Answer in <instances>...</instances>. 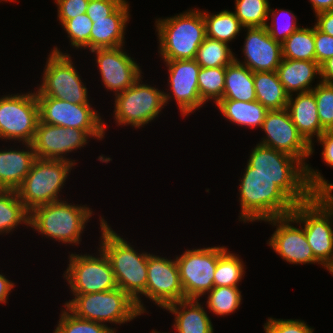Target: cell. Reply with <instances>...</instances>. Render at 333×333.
Wrapping results in <instances>:
<instances>
[{
  "label": "cell",
  "instance_id": "1",
  "mask_svg": "<svg viewBox=\"0 0 333 333\" xmlns=\"http://www.w3.org/2000/svg\"><path fill=\"white\" fill-rule=\"evenodd\" d=\"M99 219L102 232L99 246L111 263L118 288L136 302L141 313H145L146 309L139 295L146 297L147 264L150 253H138L127 240L111 229L104 218Z\"/></svg>",
  "mask_w": 333,
  "mask_h": 333
},
{
  "label": "cell",
  "instance_id": "2",
  "mask_svg": "<svg viewBox=\"0 0 333 333\" xmlns=\"http://www.w3.org/2000/svg\"><path fill=\"white\" fill-rule=\"evenodd\" d=\"M246 166L239 180V221L246 223L289 216L296 203L270 177L251 174V166L248 163Z\"/></svg>",
  "mask_w": 333,
  "mask_h": 333
},
{
  "label": "cell",
  "instance_id": "3",
  "mask_svg": "<svg viewBox=\"0 0 333 333\" xmlns=\"http://www.w3.org/2000/svg\"><path fill=\"white\" fill-rule=\"evenodd\" d=\"M249 157L251 174L270 177L296 204L315 194L307 182L306 166L292 155L258 143Z\"/></svg>",
  "mask_w": 333,
  "mask_h": 333
},
{
  "label": "cell",
  "instance_id": "4",
  "mask_svg": "<svg viewBox=\"0 0 333 333\" xmlns=\"http://www.w3.org/2000/svg\"><path fill=\"white\" fill-rule=\"evenodd\" d=\"M261 129L266 135L259 144L299 159L306 166L307 182L315 193L333 192V184L328 183L319 171L309 167V164L305 162V159L311 156V146L299 134L287 108L269 110Z\"/></svg>",
  "mask_w": 333,
  "mask_h": 333
},
{
  "label": "cell",
  "instance_id": "5",
  "mask_svg": "<svg viewBox=\"0 0 333 333\" xmlns=\"http://www.w3.org/2000/svg\"><path fill=\"white\" fill-rule=\"evenodd\" d=\"M294 223L304 224L307 242L314 258L329 273L333 271V193H315L308 201L296 204L290 214ZM332 220V221H331Z\"/></svg>",
  "mask_w": 333,
  "mask_h": 333
},
{
  "label": "cell",
  "instance_id": "6",
  "mask_svg": "<svg viewBox=\"0 0 333 333\" xmlns=\"http://www.w3.org/2000/svg\"><path fill=\"white\" fill-rule=\"evenodd\" d=\"M159 53L163 60H192L206 38L203 11L187 10L177 16L158 18Z\"/></svg>",
  "mask_w": 333,
  "mask_h": 333
},
{
  "label": "cell",
  "instance_id": "7",
  "mask_svg": "<svg viewBox=\"0 0 333 333\" xmlns=\"http://www.w3.org/2000/svg\"><path fill=\"white\" fill-rule=\"evenodd\" d=\"M93 211L86 205L60 200L36 207L30 212L29 227L52 240L80 244L81 234Z\"/></svg>",
  "mask_w": 333,
  "mask_h": 333
},
{
  "label": "cell",
  "instance_id": "8",
  "mask_svg": "<svg viewBox=\"0 0 333 333\" xmlns=\"http://www.w3.org/2000/svg\"><path fill=\"white\" fill-rule=\"evenodd\" d=\"M73 296L64 303L65 308L81 319L121 325L142 314L136 302L120 288Z\"/></svg>",
  "mask_w": 333,
  "mask_h": 333
},
{
  "label": "cell",
  "instance_id": "9",
  "mask_svg": "<svg viewBox=\"0 0 333 333\" xmlns=\"http://www.w3.org/2000/svg\"><path fill=\"white\" fill-rule=\"evenodd\" d=\"M72 167V161L37 158L22 184L16 189L26 209L31 212L41 205L60 201L62 198L59 199V193Z\"/></svg>",
  "mask_w": 333,
  "mask_h": 333
},
{
  "label": "cell",
  "instance_id": "10",
  "mask_svg": "<svg viewBox=\"0 0 333 333\" xmlns=\"http://www.w3.org/2000/svg\"><path fill=\"white\" fill-rule=\"evenodd\" d=\"M43 71L36 96L53 97L73 104H90L88 90L69 54L62 53L58 47L53 48Z\"/></svg>",
  "mask_w": 333,
  "mask_h": 333
},
{
  "label": "cell",
  "instance_id": "11",
  "mask_svg": "<svg viewBox=\"0 0 333 333\" xmlns=\"http://www.w3.org/2000/svg\"><path fill=\"white\" fill-rule=\"evenodd\" d=\"M141 78L115 96L113 115L119 126L131 125L140 129L158 117L163 106H166L164 91L142 83Z\"/></svg>",
  "mask_w": 333,
  "mask_h": 333
},
{
  "label": "cell",
  "instance_id": "12",
  "mask_svg": "<svg viewBox=\"0 0 333 333\" xmlns=\"http://www.w3.org/2000/svg\"><path fill=\"white\" fill-rule=\"evenodd\" d=\"M98 251V256L70 254L69 264L63 275L73 295L105 292L118 288L107 255L101 248Z\"/></svg>",
  "mask_w": 333,
  "mask_h": 333
},
{
  "label": "cell",
  "instance_id": "13",
  "mask_svg": "<svg viewBox=\"0 0 333 333\" xmlns=\"http://www.w3.org/2000/svg\"><path fill=\"white\" fill-rule=\"evenodd\" d=\"M39 120L35 91L0 97V139L32 143Z\"/></svg>",
  "mask_w": 333,
  "mask_h": 333
},
{
  "label": "cell",
  "instance_id": "14",
  "mask_svg": "<svg viewBox=\"0 0 333 333\" xmlns=\"http://www.w3.org/2000/svg\"><path fill=\"white\" fill-rule=\"evenodd\" d=\"M40 121L50 125L85 130L97 140L105 136L106 125L91 104L72 102L47 96H36Z\"/></svg>",
  "mask_w": 333,
  "mask_h": 333
},
{
  "label": "cell",
  "instance_id": "15",
  "mask_svg": "<svg viewBox=\"0 0 333 333\" xmlns=\"http://www.w3.org/2000/svg\"><path fill=\"white\" fill-rule=\"evenodd\" d=\"M224 246L186 250L176 255L185 299H199L214 287V272Z\"/></svg>",
  "mask_w": 333,
  "mask_h": 333
},
{
  "label": "cell",
  "instance_id": "16",
  "mask_svg": "<svg viewBox=\"0 0 333 333\" xmlns=\"http://www.w3.org/2000/svg\"><path fill=\"white\" fill-rule=\"evenodd\" d=\"M146 298L162 309L185 299L176 259L148 255Z\"/></svg>",
  "mask_w": 333,
  "mask_h": 333
},
{
  "label": "cell",
  "instance_id": "17",
  "mask_svg": "<svg viewBox=\"0 0 333 333\" xmlns=\"http://www.w3.org/2000/svg\"><path fill=\"white\" fill-rule=\"evenodd\" d=\"M89 137L85 130L50 125L39 120L32 146L39 159L68 160L76 165L75 160L65 155L84 147Z\"/></svg>",
  "mask_w": 333,
  "mask_h": 333
},
{
  "label": "cell",
  "instance_id": "18",
  "mask_svg": "<svg viewBox=\"0 0 333 333\" xmlns=\"http://www.w3.org/2000/svg\"><path fill=\"white\" fill-rule=\"evenodd\" d=\"M168 67L170 94L164 92L165 104L174 96L181 115L190 113L205 104L199 95L198 74L200 65L194 60H164ZM172 96V97H171Z\"/></svg>",
  "mask_w": 333,
  "mask_h": 333
},
{
  "label": "cell",
  "instance_id": "19",
  "mask_svg": "<svg viewBox=\"0 0 333 333\" xmlns=\"http://www.w3.org/2000/svg\"><path fill=\"white\" fill-rule=\"evenodd\" d=\"M123 46L94 49L102 83L115 96L130 88L142 75L139 64L127 54Z\"/></svg>",
  "mask_w": 333,
  "mask_h": 333
},
{
  "label": "cell",
  "instance_id": "20",
  "mask_svg": "<svg viewBox=\"0 0 333 333\" xmlns=\"http://www.w3.org/2000/svg\"><path fill=\"white\" fill-rule=\"evenodd\" d=\"M273 226H277L275 232L268 240L269 246L281 258L291 264H316L312 248L309 246L304 228L293 226L294 218L289 216L275 217L265 220Z\"/></svg>",
  "mask_w": 333,
  "mask_h": 333
},
{
  "label": "cell",
  "instance_id": "21",
  "mask_svg": "<svg viewBox=\"0 0 333 333\" xmlns=\"http://www.w3.org/2000/svg\"><path fill=\"white\" fill-rule=\"evenodd\" d=\"M247 35L243 47L244 62L235 61L248 67L252 72L277 71L281 64L282 43L275 41L266 27H246Z\"/></svg>",
  "mask_w": 333,
  "mask_h": 333
},
{
  "label": "cell",
  "instance_id": "22",
  "mask_svg": "<svg viewBox=\"0 0 333 333\" xmlns=\"http://www.w3.org/2000/svg\"><path fill=\"white\" fill-rule=\"evenodd\" d=\"M129 3L124 1L106 18L91 19L90 51L124 46V35L129 21Z\"/></svg>",
  "mask_w": 333,
  "mask_h": 333
},
{
  "label": "cell",
  "instance_id": "23",
  "mask_svg": "<svg viewBox=\"0 0 333 333\" xmlns=\"http://www.w3.org/2000/svg\"><path fill=\"white\" fill-rule=\"evenodd\" d=\"M296 95L295 98H293V94L289 96L287 109L293 124L299 134L311 146V154H313L314 137L316 136L318 139L326 130L320 124L313 91L302 92Z\"/></svg>",
  "mask_w": 333,
  "mask_h": 333
},
{
  "label": "cell",
  "instance_id": "24",
  "mask_svg": "<svg viewBox=\"0 0 333 333\" xmlns=\"http://www.w3.org/2000/svg\"><path fill=\"white\" fill-rule=\"evenodd\" d=\"M27 150H0V189L16 190L37 159L32 143H23Z\"/></svg>",
  "mask_w": 333,
  "mask_h": 333
},
{
  "label": "cell",
  "instance_id": "25",
  "mask_svg": "<svg viewBox=\"0 0 333 333\" xmlns=\"http://www.w3.org/2000/svg\"><path fill=\"white\" fill-rule=\"evenodd\" d=\"M199 300L184 299L164 308L175 314L173 326L178 333H214L211 319Z\"/></svg>",
  "mask_w": 333,
  "mask_h": 333
},
{
  "label": "cell",
  "instance_id": "26",
  "mask_svg": "<svg viewBox=\"0 0 333 333\" xmlns=\"http://www.w3.org/2000/svg\"><path fill=\"white\" fill-rule=\"evenodd\" d=\"M279 80L290 96L293 92L312 91L313 79L320 76V65L316 61L293 60L283 58L277 68Z\"/></svg>",
  "mask_w": 333,
  "mask_h": 333
},
{
  "label": "cell",
  "instance_id": "27",
  "mask_svg": "<svg viewBox=\"0 0 333 333\" xmlns=\"http://www.w3.org/2000/svg\"><path fill=\"white\" fill-rule=\"evenodd\" d=\"M223 116L238 126L250 128L262 127L267 112L259 101L252 102L220 99L216 105Z\"/></svg>",
  "mask_w": 333,
  "mask_h": 333
},
{
  "label": "cell",
  "instance_id": "28",
  "mask_svg": "<svg viewBox=\"0 0 333 333\" xmlns=\"http://www.w3.org/2000/svg\"><path fill=\"white\" fill-rule=\"evenodd\" d=\"M222 99L255 101L254 72L235 60L227 65Z\"/></svg>",
  "mask_w": 333,
  "mask_h": 333
},
{
  "label": "cell",
  "instance_id": "29",
  "mask_svg": "<svg viewBox=\"0 0 333 333\" xmlns=\"http://www.w3.org/2000/svg\"><path fill=\"white\" fill-rule=\"evenodd\" d=\"M256 100L268 110L287 108L289 95L279 80L277 71L254 72Z\"/></svg>",
  "mask_w": 333,
  "mask_h": 333
},
{
  "label": "cell",
  "instance_id": "30",
  "mask_svg": "<svg viewBox=\"0 0 333 333\" xmlns=\"http://www.w3.org/2000/svg\"><path fill=\"white\" fill-rule=\"evenodd\" d=\"M29 220L30 212L19 199L16 190L0 189V235L13 232L20 224L29 226Z\"/></svg>",
  "mask_w": 333,
  "mask_h": 333
},
{
  "label": "cell",
  "instance_id": "31",
  "mask_svg": "<svg viewBox=\"0 0 333 333\" xmlns=\"http://www.w3.org/2000/svg\"><path fill=\"white\" fill-rule=\"evenodd\" d=\"M203 18L206 27V37L227 44L236 38L242 28L245 29L235 14L227 9L217 14L203 11Z\"/></svg>",
  "mask_w": 333,
  "mask_h": 333
},
{
  "label": "cell",
  "instance_id": "32",
  "mask_svg": "<svg viewBox=\"0 0 333 333\" xmlns=\"http://www.w3.org/2000/svg\"><path fill=\"white\" fill-rule=\"evenodd\" d=\"M282 57L293 60L316 61L314 26L300 27L282 43Z\"/></svg>",
  "mask_w": 333,
  "mask_h": 333
},
{
  "label": "cell",
  "instance_id": "33",
  "mask_svg": "<svg viewBox=\"0 0 333 333\" xmlns=\"http://www.w3.org/2000/svg\"><path fill=\"white\" fill-rule=\"evenodd\" d=\"M194 60L203 68H216L230 65L235 60L229 45L206 37L199 46Z\"/></svg>",
  "mask_w": 333,
  "mask_h": 333
},
{
  "label": "cell",
  "instance_id": "34",
  "mask_svg": "<svg viewBox=\"0 0 333 333\" xmlns=\"http://www.w3.org/2000/svg\"><path fill=\"white\" fill-rule=\"evenodd\" d=\"M244 261L227 249L219 256L214 272V287H238L244 276Z\"/></svg>",
  "mask_w": 333,
  "mask_h": 333
},
{
  "label": "cell",
  "instance_id": "35",
  "mask_svg": "<svg viewBox=\"0 0 333 333\" xmlns=\"http://www.w3.org/2000/svg\"><path fill=\"white\" fill-rule=\"evenodd\" d=\"M207 294V308L219 316H227L235 312L242 300L241 291L238 287H213Z\"/></svg>",
  "mask_w": 333,
  "mask_h": 333
},
{
  "label": "cell",
  "instance_id": "36",
  "mask_svg": "<svg viewBox=\"0 0 333 333\" xmlns=\"http://www.w3.org/2000/svg\"><path fill=\"white\" fill-rule=\"evenodd\" d=\"M268 0H235L233 12L241 24L246 27H264L270 20Z\"/></svg>",
  "mask_w": 333,
  "mask_h": 333
},
{
  "label": "cell",
  "instance_id": "37",
  "mask_svg": "<svg viewBox=\"0 0 333 333\" xmlns=\"http://www.w3.org/2000/svg\"><path fill=\"white\" fill-rule=\"evenodd\" d=\"M226 66L216 68L201 67L198 74L199 95L204 102L213 100L215 104L222 99Z\"/></svg>",
  "mask_w": 333,
  "mask_h": 333
},
{
  "label": "cell",
  "instance_id": "38",
  "mask_svg": "<svg viewBox=\"0 0 333 333\" xmlns=\"http://www.w3.org/2000/svg\"><path fill=\"white\" fill-rule=\"evenodd\" d=\"M61 318L53 333H116V328L76 317L67 308L62 309Z\"/></svg>",
  "mask_w": 333,
  "mask_h": 333
},
{
  "label": "cell",
  "instance_id": "39",
  "mask_svg": "<svg viewBox=\"0 0 333 333\" xmlns=\"http://www.w3.org/2000/svg\"><path fill=\"white\" fill-rule=\"evenodd\" d=\"M93 22L86 13L77 15L76 17L66 20L62 27L70 38L71 46L79 48H89L90 50V32Z\"/></svg>",
  "mask_w": 333,
  "mask_h": 333
},
{
  "label": "cell",
  "instance_id": "40",
  "mask_svg": "<svg viewBox=\"0 0 333 333\" xmlns=\"http://www.w3.org/2000/svg\"><path fill=\"white\" fill-rule=\"evenodd\" d=\"M312 91L321 126L325 130H333V84L319 81Z\"/></svg>",
  "mask_w": 333,
  "mask_h": 333
},
{
  "label": "cell",
  "instance_id": "41",
  "mask_svg": "<svg viewBox=\"0 0 333 333\" xmlns=\"http://www.w3.org/2000/svg\"><path fill=\"white\" fill-rule=\"evenodd\" d=\"M282 12V14H285L284 16L286 17L287 15V21L286 23H280L278 24V17L280 13L278 12ZM272 13V14H271ZM271 16V23L270 24H266V30L268 31L269 35L275 40L278 41L280 43H283L293 32L297 31L300 27L297 25V18L296 15L293 14L290 10H272L269 8V12H268V16ZM289 15V16H288ZM284 16H282L281 18H283ZM284 17V18H285ZM286 20V19H284ZM290 21V22H289ZM281 24V25H280Z\"/></svg>",
  "mask_w": 333,
  "mask_h": 333
},
{
  "label": "cell",
  "instance_id": "42",
  "mask_svg": "<svg viewBox=\"0 0 333 333\" xmlns=\"http://www.w3.org/2000/svg\"><path fill=\"white\" fill-rule=\"evenodd\" d=\"M264 324L265 333H313L303 320L268 318Z\"/></svg>",
  "mask_w": 333,
  "mask_h": 333
},
{
  "label": "cell",
  "instance_id": "43",
  "mask_svg": "<svg viewBox=\"0 0 333 333\" xmlns=\"http://www.w3.org/2000/svg\"><path fill=\"white\" fill-rule=\"evenodd\" d=\"M58 10V19L61 25L77 15L86 13L89 0H55Z\"/></svg>",
  "mask_w": 333,
  "mask_h": 333
},
{
  "label": "cell",
  "instance_id": "44",
  "mask_svg": "<svg viewBox=\"0 0 333 333\" xmlns=\"http://www.w3.org/2000/svg\"><path fill=\"white\" fill-rule=\"evenodd\" d=\"M314 43L316 62L319 65L333 57V36L320 31L315 25Z\"/></svg>",
  "mask_w": 333,
  "mask_h": 333
},
{
  "label": "cell",
  "instance_id": "45",
  "mask_svg": "<svg viewBox=\"0 0 333 333\" xmlns=\"http://www.w3.org/2000/svg\"><path fill=\"white\" fill-rule=\"evenodd\" d=\"M125 0H89L86 14L90 19L106 18Z\"/></svg>",
  "mask_w": 333,
  "mask_h": 333
},
{
  "label": "cell",
  "instance_id": "46",
  "mask_svg": "<svg viewBox=\"0 0 333 333\" xmlns=\"http://www.w3.org/2000/svg\"><path fill=\"white\" fill-rule=\"evenodd\" d=\"M317 140L323 147L322 159L328 166L333 167V130H326Z\"/></svg>",
  "mask_w": 333,
  "mask_h": 333
},
{
  "label": "cell",
  "instance_id": "47",
  "mask_svg": "<svg viewBox=\"0 0 333 333\" xmlns=\"http://www.w3.org/2000/svg\"><path fill=\"white\" fill-rule=\"evenodd\" d=\"M315 26L327 35L333 36V11H325L315 15Z\"/></svg>",
  "mask_w": 333,
  "mask_h": 333
},
{
  "label": "cell",
  "instance_id": "48",
  "mask_svg": "<svg viewBox=\"0 0 333 333\" xmlns=\"http://www.w3.org/2000/svg\"><path fill=\"white\" fill-rule=\"evenodd\" d=\"M320 81L333 84V57L327 59L320 65Z\"/></svg>",
  "mask_w": 333,
  "mask_h": 333
},
{
  "label": "cell",
  "instance_id": "49",
  "mask_svg": "<svg viewBox=\"0 0 333 333\" xmlns=\"http://www.w3.org/2000/svg\"><path fill=\"white\" fill-rule=\"evenodd\" d=\"M13 281L5 278L3 274H0V303H6L8 295L14 287Z\"/></svg>",
  "mask_w": 333,
  "mask_h": 333
},
{
  "label": "cell",
  "instance_id": "50",
  "mask_svg": "<svg viewBox=\"0 0 333 333\" xmlns=\"http://www.w3.org/2000/svg\"><path fill=\"white\" fill-rule=\"evenodd\" d=\"M314 13L333 11V0H310Z\"/></svg>",
  "mask_w": 333,
  "mask_h": 333
},
{
  "label": "cell",
  "instance_id": "51",
  "mask_svg": "<svg viewBox=\"0 0 333 333\" xmlns=\"http://www.w3.org/2000/svg\"><path fill=\"white\" fill-rule=\"evenodd\" d=\"M150 333H160V332H158V331H156V330H153L152 332H150ZM163 333V332H162Z\"/></svg>",
  "mask_w": 333,
  "mask_h": 333
},
{
  "label": "cell",
  "instance_id": "52",
  "mask_svg": "<svg viewBox=\"0 0 333 333\" xmlns=\"http://www.w3.org/2000/svg\"><path fill=\"white\" fill-rule=\"evenodd\" d=\"M1 1H5V2H6V1H9V2H11V1H14V0H1ZM15 1H16V0H15Z\"/></svg>",
  "mask_w": 333,
  "mask_h": 333
}]
</instances>
